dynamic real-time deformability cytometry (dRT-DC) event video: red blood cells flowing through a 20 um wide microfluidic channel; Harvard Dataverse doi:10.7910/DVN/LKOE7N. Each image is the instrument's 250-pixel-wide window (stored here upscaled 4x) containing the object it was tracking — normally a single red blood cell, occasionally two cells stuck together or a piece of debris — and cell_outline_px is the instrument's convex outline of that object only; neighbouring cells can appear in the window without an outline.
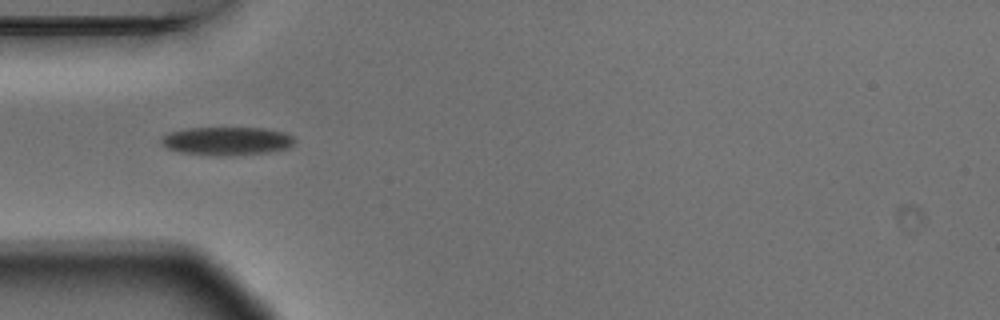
{"species": "Egyptian fruit bat (a non-hibernating species)", "species_latin": "Rousettus aegyptiacus", "temperature_condition": "warm", "stored_images_in_passage": 4, "camera_frame_rate_fps": 3000, "um_per_image_px": 0.085, "animal": {"sex": "male"}, "frame": {"image": 1, "passage_image": 4, "time_ms": 1.0, "image_size_px": [1000, 320], "cell_outline_px": [[296, 140], [288, 148], [268, 152], [220, 156], [216, 156], [180, 152], [168, 148], [160, 144], [160, 140], [168, 132], [188, 128], [264, 128], [284, 132], [292, 136]], "centroid_in_image_um": [19.26, 11.98], "position_along_channel_um": 65.7, "area_um2": 21.96}}